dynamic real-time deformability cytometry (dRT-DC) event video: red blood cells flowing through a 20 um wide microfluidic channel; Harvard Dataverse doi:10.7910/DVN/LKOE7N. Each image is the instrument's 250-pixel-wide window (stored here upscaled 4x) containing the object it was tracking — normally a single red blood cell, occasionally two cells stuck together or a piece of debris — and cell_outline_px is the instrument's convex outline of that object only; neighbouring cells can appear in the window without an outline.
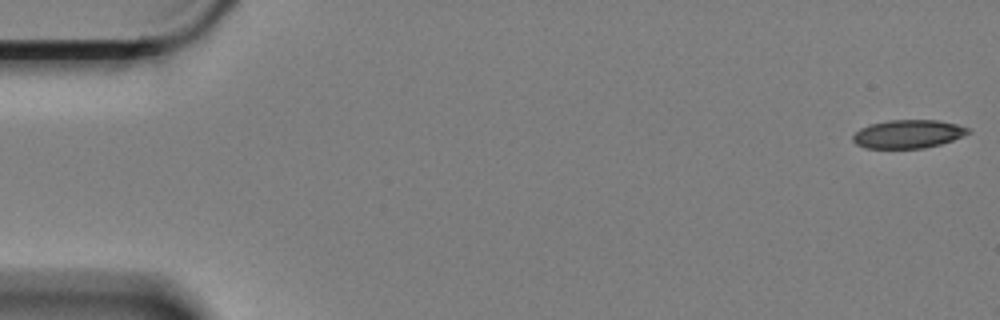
{"species": "Egyptian fruit bat (a non-hibernating species)", "species_latin": "Rousettus aegyptiacus", "temperature_condition": "cold", "stored_images_in_passage": 4, "camera_frame_rate_fps": 3000, "um_per_image_px": 0.085, "animal": {"sex": "female"}, "frame": {"image": 1, "passage_image": 1, "time_ms": 0.0, "image_size_px": [1000, 320], "cell_outline_px": [[972, 132], [952, 140], [940, 144], [924, 148], [864, 148], [856, 144], [852, 140], [852, 136], [860, 128], [872, 124], [888, 120], [936, 120], [956, 124], [972, 128]], "centroid_in_image_um": [77.2, 11.39], "position_along_channel_um": 7.8, "area_um2": 19.07}}